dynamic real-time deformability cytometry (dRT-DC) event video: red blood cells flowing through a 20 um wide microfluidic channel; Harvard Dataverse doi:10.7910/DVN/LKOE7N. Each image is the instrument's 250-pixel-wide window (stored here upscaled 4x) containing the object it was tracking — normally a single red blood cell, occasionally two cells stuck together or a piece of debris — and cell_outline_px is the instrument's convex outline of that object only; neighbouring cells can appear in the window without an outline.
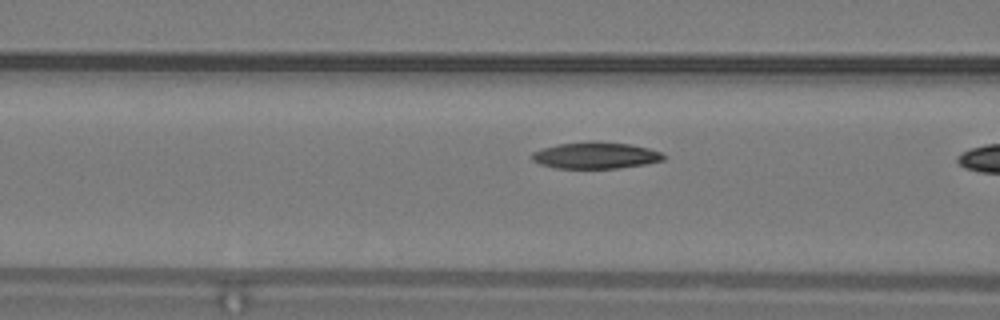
{"species": "common noctule bat (a hibernating species)", "species_latin": "Nyctalus noctula", "temperature_condition": "warm", "stored_images_in_passage": 16, "camera_frame_rate_fps": 3000, "um_per_image_px": 0.085, "animal": {"sex": "male", "body_mass_g": 19.2, "forearm_length_mm": 51.8}, "frame": {"image": 1, "passage_image": 15, "time_ms": 4.667, "image_size_px": [1000, 320], "cell_outline_px": [[664, 160], [644, 164], [620, 168], [556, 168], [540, 164], [532, 160], [528, 156], [532, 152], [540, 148], [556, 144], [592, 140], [596, 140], [628, 144], [648, 148], [660, 152], [664, 156]], "centroid_in_image_um": [50.55, 13.19], "position_along_channel_um": 116.1, "area_um2": 20.63}}